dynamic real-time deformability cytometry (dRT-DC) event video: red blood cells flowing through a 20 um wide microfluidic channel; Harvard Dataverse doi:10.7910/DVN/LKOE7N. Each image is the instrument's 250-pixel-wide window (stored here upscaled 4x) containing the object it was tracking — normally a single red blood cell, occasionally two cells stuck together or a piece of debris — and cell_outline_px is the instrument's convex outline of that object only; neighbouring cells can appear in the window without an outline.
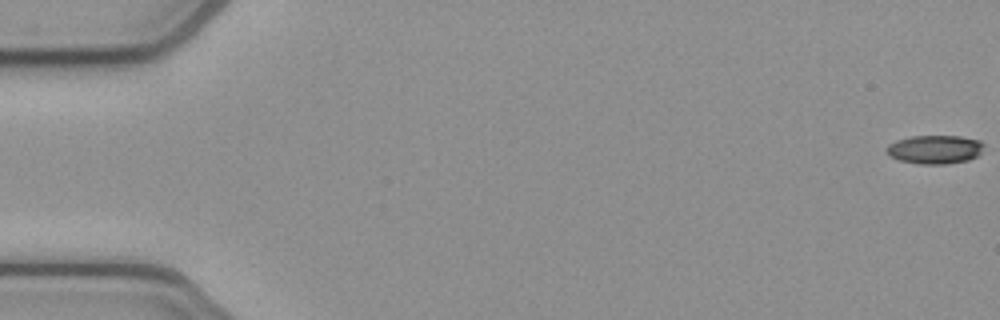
{"species": "common noctule bat (a hibernating species)", "species_latin": "Nyctalus noctula", "temperature_condition": "cold", "stored_images_in_passage": 44, "camera_frame_rate_fps": 3000, "um_per_image_px": 0.085, "animal": {"sex": "female", "body_mass_g": 21.9}, "frame": {"image": 1, "passage_image": 1, "time_ms": 0.0, "image_size_px": [1000, 320], "cell_outline_px": [[984, 144], [980, 152], [976, 156], [968, 160], [944, 164], [920, 164], [900, 160], [888, 156], [884, 152], [884, 148], [888, 144], [896, 140], [912, 136], [960, 136], [980, 140]], "centroid_in_image_um": [79.4, 12.7], "position_along_channel_um": 5.6, "area_um2": 16.36}}
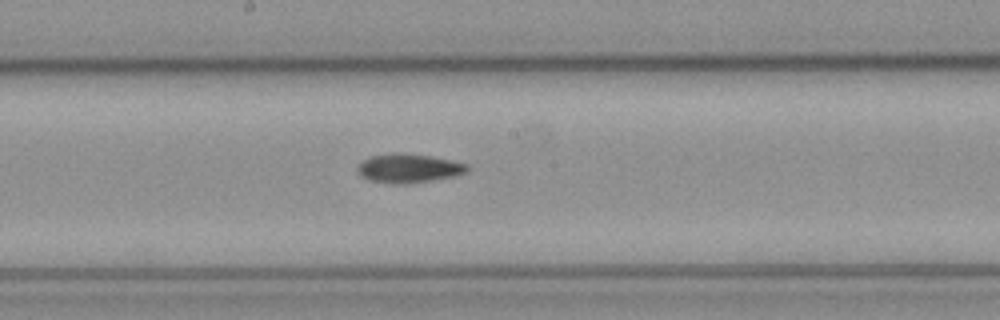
{"frame": {"image": 2, "passage_image": 29, "time_ms": 9.333, "image_size_px": [1000, 320], "cell_outline_px": [[468, 172], [456, 176], [408, 184], [392, 184], [368, 180], [360, 176], [356, 168], [364, 160], [372, 156], [396, 152], [432, 156], [468, 164]], "centroid_in_image_um": [34.74, 14.31], "position_along_channel_um": 213.5, "area_um2": 18.61}}
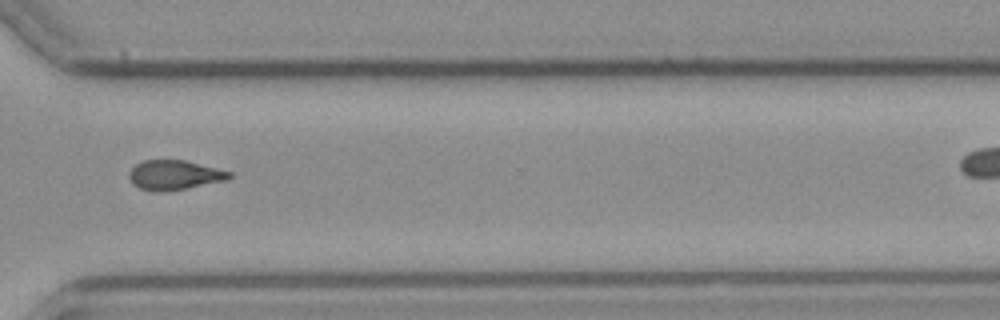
{"frame": {"image": 3, "passage_image": 40, "time_ms": 13.0, "image_size_px": [1000, 320], "cell_outline_px": [[232, 176], [228, 180], [168, 192], [160, 192], [140, 188], [132, 184], [128, 176], [128, 172], [136, 164], [144, 160], [184, 160], [232, 172]], "centroid_in_image_um": [14.82, 14.89], "position_along_channel_um": 355.8, "area_um2": 17.4}}